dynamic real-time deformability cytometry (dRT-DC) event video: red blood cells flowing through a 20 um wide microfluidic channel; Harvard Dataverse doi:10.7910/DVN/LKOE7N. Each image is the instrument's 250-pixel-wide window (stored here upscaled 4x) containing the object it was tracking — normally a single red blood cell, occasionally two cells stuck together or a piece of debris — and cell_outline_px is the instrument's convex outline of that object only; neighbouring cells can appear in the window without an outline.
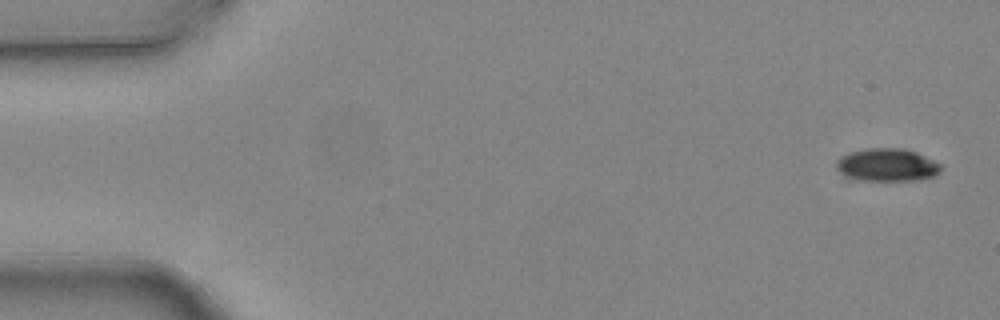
{"species": "common noctule bat (a hibernating species)", "species_latin": "Nyctalus noctula", "temperature_condition": "warm", "stored_images_in_passage": 9, "camera_frame_rate_fps": 3000, "um_per_image_px": 0.085, "animal": {"sex": "female", "body_mass_g": 24.6, "forearm_length_mm": 56.2}, "frame": {"image": 1, "passage_image": 1, "time_ms": 0.0, "image_size_px": [1000, 320], "cell_outline_px": [[940, 172], [936, 176], [916, 180], [844, 180], [836, 168], [836, 160], [840, 156], [848, 152], [868, 148], [904, 148], [916, 152], [940, 164]], "centroid_in_image_um": [75.31, 14.03], "position_along_channel_um": 9.7, "area_um2": 20.4}}
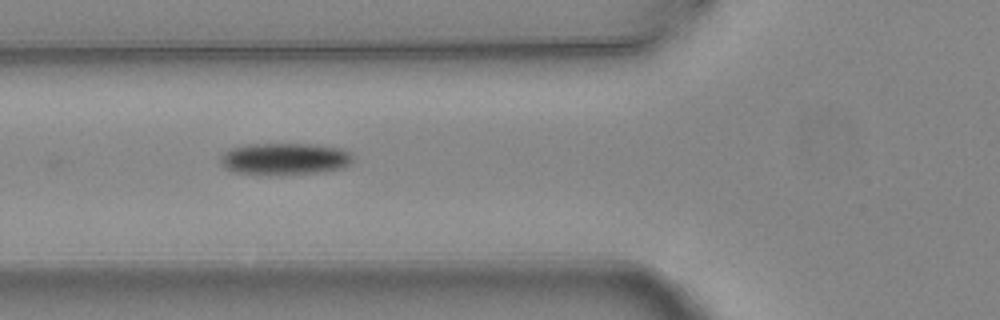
{"frame": {"image": 2, "passage_image": 6, "time_ms": 1.667, "image_size_px": [1000, 320], "cell_outline_px": [[352, 164], [344, 168], [324, 172], [232, 172], [224, 168], [220, 164], [220, 156], [224, 152], [232, 148], [248, 144], [316, 144], [340, 148], [348, 152], [352, 156]], "centroid_in_image_um": [24.23, 13.46], "position_along_channel_um": 101.6, "area_um2": 23.93}}
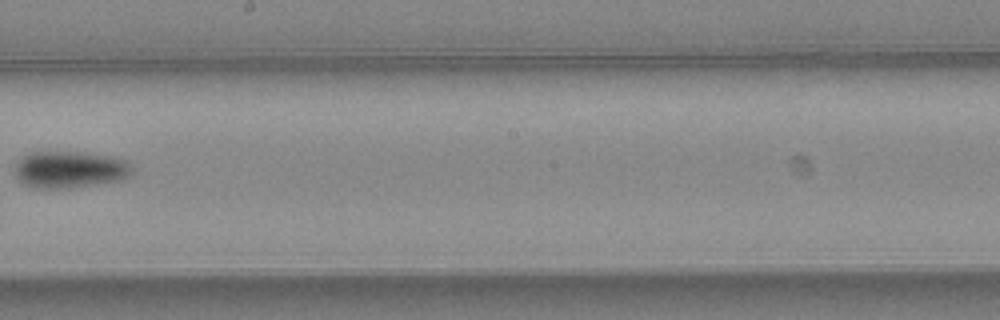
{"frame": {"image": 3, "passage_image": 9, "time_ms": 2.667, "image_size_px": [1000, 320], "cell_outline_px": [[132, 172], [128, 176], [120, 180], [68, 188], [36, 188], [24, 184], [16, 176], [16, 160], [20, 156], [28, 152], [84, 152], [120, 156], [128, 160], [132, 164]], "centroid_in_image_um": [5.97, 14.38], "position_along_channel_um": 242.2, "area_um2": 25.61}}